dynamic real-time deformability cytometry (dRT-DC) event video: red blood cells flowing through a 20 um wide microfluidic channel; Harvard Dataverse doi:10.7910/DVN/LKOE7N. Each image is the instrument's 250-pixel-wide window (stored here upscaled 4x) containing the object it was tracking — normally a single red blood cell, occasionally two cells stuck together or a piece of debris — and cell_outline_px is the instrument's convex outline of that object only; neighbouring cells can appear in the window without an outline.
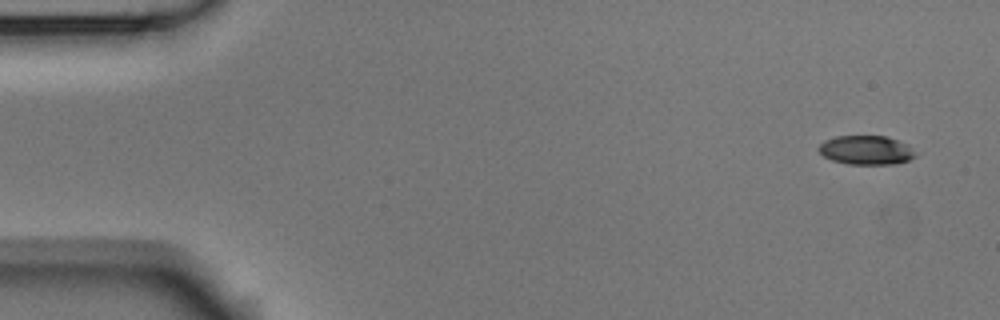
{"species": "Egyptian fruit bat (a non-hibernating species)", "species_latin": "Rousettus aegyptiacus", "temperature_condition": "room temperature", "stored_images_in_passage": 4, "camera_frame_rate_fps": 3000, "um_per_image_px": 0.085, "animal": {"sex": "male"}, "frame": {"image": 1, "passage_image": 1, "time_ms": 0.0, "image_size_px": [1000, 320], "cell_outline_px": [[916, 156], [908, 160], [896, 164], [848, 164], [832, 160], [824, 156], [816, 148], [824, 140], [836, 136], [888, 136], [908, 144]], "centroid_in_image_um": [73.61, 12.75], "position_along_channel_um": 11.4, "area_um2": 16.42}}